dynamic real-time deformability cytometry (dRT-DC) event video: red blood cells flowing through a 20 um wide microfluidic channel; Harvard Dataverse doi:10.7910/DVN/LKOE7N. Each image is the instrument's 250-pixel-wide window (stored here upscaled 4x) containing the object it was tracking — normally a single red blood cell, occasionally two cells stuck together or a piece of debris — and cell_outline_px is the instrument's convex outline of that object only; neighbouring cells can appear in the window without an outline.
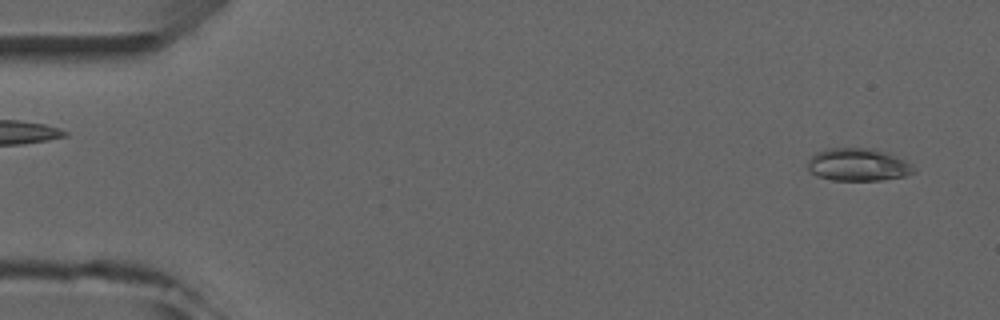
{"species": "common noctule bat (a hibernating species)", "species_latin": "Nyctalus noctula", "temperature_condition": "room temperature", "stored_images_in_passage": 3, "camera_frame_rate_fps": 3000, "um_per_image_px": 0.085, "animal": {"sex": "male", "forearm_length_mm": 52.5}, "frame": {"image": 1, "passage_image": 3, "time_ms": 2.0, "image_size_px": [1000, 320], "cell_outline_px": [[916, 172], [904, 176], [880, 180], [832, 180], [816, 176], [808, 168], [808, 160], [816, 152], [824, 148], [876, 148], [888, 152], [912, 164], [916, 168]], "centroid_in_image_um": [72.95, 13.98], "position_along_channel_um": 12.0, "area_um2": 20.4}}